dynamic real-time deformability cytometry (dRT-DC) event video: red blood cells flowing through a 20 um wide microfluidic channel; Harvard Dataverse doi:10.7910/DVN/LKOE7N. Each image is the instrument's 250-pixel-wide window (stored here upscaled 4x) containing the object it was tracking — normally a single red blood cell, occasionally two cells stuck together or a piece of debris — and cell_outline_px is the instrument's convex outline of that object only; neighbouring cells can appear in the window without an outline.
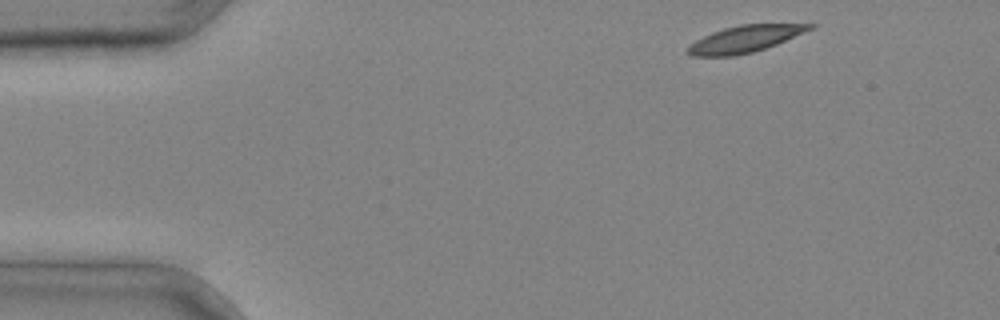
{"species": "common noctule bat (a hibernating species)", "species_latin": "Nyctalus noctula", "temperature_condition": "cold", "stored_images_in_passage": 3, "camera_frame_rate_fps": 3000, "um_per_image_px": 0.085, "animal": {"sex": "male", "body_mass_g": 20.4}, "frame": {"image": 1, "passage_image": 1, "time_ms": 0.0, "image_size_px": [1000, 320], "cell_outline_px": [[816, 24], [812, 28], [804, 32], [776, 44], [752, 52], [732, 56], [692, 56], [688, 52], [688, 48], [696, 40], [712, 32], [724, 28], [740, 24]], "centroid_in_image_um": [63.3, 3.31], "position_along_channel_um": 21.7, "area_um2": 18.55}}
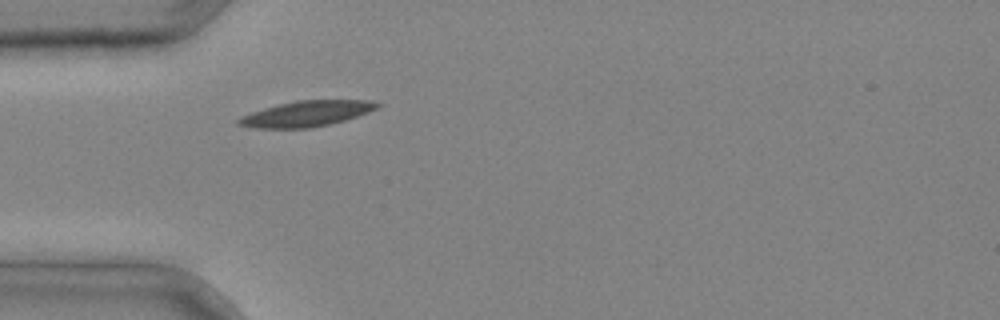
{"frame": {"image": 2, "passage_image": 3, "time_ms": 0.667, "image_size_px": [1000, 320], "cell_outline_px": [[384, 104], [368, 112], [344, 120], [312, 128], [252, 128], [236, 124], [236, 120], [240, 116], [264, 108], [296, 100], [368, 100]], "centroid_in_image_um": [26.02, 9.66], "position_along_channel_um": 59.0, "area_um2": 20.63}}